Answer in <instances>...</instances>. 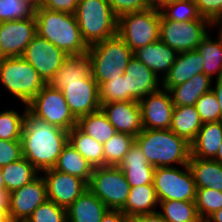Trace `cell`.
Instances as JSON below:
<instances>
[{"instance_id":"cell-24","label":"cell","mask_w":222,"mask_h":222,"mask_svg":"<svg viewBox=\"0 0 222 222\" xmlns=\"http://www.w3.org/2000/svg\"><path fill=\"white\" fill-rule=\"evenodd\" d=\"M222 143V121L206 122L191 143V156L213 160Z\"/></svg>"},{"instance_id":"cell-50","label":"cell","mask_w":222,"mask_h":222,"mask_svg":"<svg viewBox=\"0 0 222 222\" xmlns=\"http://www.w3.org/2000/svg\"><path fill=\"white\" fill-rule=\"evenodd\" d=\"M216 84L214 87L212 86V90L215 93L218 103L220 105V111H221V121H222V77L217 78L215 81Z\"/></svg>"},{"instance_id":"cell-48","label":"cell","mask_w":222,"mask_h":222,"mask_svg":"<svg viewBox=\"0 0 222 222\" xmlns=\"http://www.w3.org/2000/svg\"><path fill=\"white\" fill-rule=\"evenodd\" d=\"M100 222H130V218L121 210H108Z\"/></svg>"},{"instance_id":"cell-49","label":"cell","mask_w":222,"mask_h":222,"mask_svg":"<svg viewBox=\"0 0 222 222\" xmlns=\"http://www.w3.org/2000/svg\"><path fill=\"white\" fill-rule=\"evenodd\" d=\"M130 222H168L166 221L159 212L138 215L130 219Z\"/></svg>"},{"instance_id":"cell-39","label":"cell","mask_w":222,"mask_h":222,"mask_svg":"<svg viewBox=\"0 0 222 222\" xmlns=\"http://www.w3.org/2000/svg\"><path fill=\"white\" fill-rule=\"evenodd\" d=\"M35 10L27 0H0V22L35 17Z\"/></svg>"},{"instance_id":"cell-16","label":"cell","mask_w":222,"mask_h":222,"mask_svg":"<svg viewBox=\"0 0 222 222\" xmlns=\"http://www.w3.org/2000/svg\"><path fill=\"white\" fill-rule=\"evenodd\" d=\"M139 104L143 128L152 130L170 128L174 104L167 89L160 88L148 94L139 101Z\"/></svg>"},{"instance_id":"cell-52","label":"cell","mask_w":222,"mask_h":222,"mask_svg":"<svg viewBox=\"0 0 222 222\" xmlns=\"http://www.w3.org/2000/svg\"><path fill=\"white\" fill-rule=\"evenodd\" d=\"M9 193L7 191H0V208H8Z\"/></svg>"},{"instance_id":"cell-18","label":"cell","mask_w":222,"mask_h":222,"mask_svg":"<svg viewBox=\"0 0 222 222\" xmlns=\"http://www.w3.org/2000/svg\"><path fill=\"white\" fill-rule=\"evenodd\" d=\"M126 101H140L162 87V80L142 62L133 57L124 71Z\"/></svg>"},{"instance_id":"cell-26","label":"cell","mask_w":222,"mask_h":222,"mask_svg":"<svg viewBox=\"0 0 222 222\" xmlns=\"http://www.w3.org/2000/svg\"><path fill=\"white\" fill-rule=\"evenodd\" d=\"M188 166L196 189L211 188L222 192V164L209 159L190 157Z\"/></svg>"},{"instance_id":"cell-7","label":"cell","mask_w":222,"mask_h":222,"mask_svg":"<svg viewBox=\"0 0 222 222\" xmlns=\"http://www.w3.org/2000/svg\"><path fill=\"white\" fill-rule=\"evenodd\" d=\"M160 21V9L152 5L148 9L118 17L117 34L135 52L160 40Z\"/></svg>"},{"instance_id":"cell-42","label":"cell","mask_w":222,"mask_h":222,"mask_svg":"<svg viewBox=\"0 0 222 222\" xmlns=\"http://www.w3.org/2000/svg\"><path fill=\"white\" fill-rule=\"evenodd\" d=\"M100 104L126 101V79L116 77L98 86Z\"/></svg>"},{"instance_id":"cell-11","label":"cell","mask_w":222,"mask_h":222,"mask_svg":"<svg viewBox=\"0 0 222 222\" xmlns=\"http://www.w3.org/2000/svg\"><path fill=\"white\" fill-rule=\"evenodd\" d=\"M214 26L209 20L176 22L167 20L161 14L160 40L178 53L194 50L208 35L207 28Z\"/></svg>"},{"instance_id":"cell-10","label":"cell","mask_w":222,"mask_h":222,"mask_svg":"<svg viewBox=\"0 0 222 222\" xmlns=\"http://www.w3.org/2000/svg\"><path fill=\"white\" fill-rule=\"evenodd\" d=\"M27 109L46 123L70 131L77 124L61 90L46 84L27 104Z\"/></svg>"},{"instance_id":"cell-13","label":"cell","mask_w":222,"mask_h":222,"mask_svg":"<svg viewBox=\"0 0 222 222\" xmlns=\"http://www.w3.org/2000/svg\"><path fill=\"white\" fill-rule=\"evenodd\" d=\"M46 200V183L39 174L31 182L9 193L8 211L11 222H25Z\"/></svg>"},{"instance_id":"cell-9","label":"cell","mask_w":222,"mask_h":222,"mask_svg":"<svg viewBox=\"0 0 222 222\" xmlns=\"http://www.w3.org/2000/svg\"><path fill=\"white\" fill-rule=\"evenodd\" d=\"M153 185L158 201H192L196 199V186L188 165L155 168Z\"/></svg>"},{"instance_id":"cell-45","label":"cell","mask_w":222,"mask_h":222,"mask_svg":"<svg viewBox=\"0 0 222 222\" xmlns=\"http://www.w3.org/2000/svg\"><path fill=\"white\" fill-rule=\"evenodd\" d=\"M117 17L123 14L138 12L152 6L149 0H107Z\"/></svg>"},{"instance_id":"cell-56","label":"cell","mask_w":222,"mask_h":222,"mask_svg":"<svg viewBox=\"0 0 222 222\" xmlns=\"http://www.w3.org/2000/svg\"><path fill=\"white\" fill-rule=\"evenodd\" d=\"M178 0H157V8H161L164 4Z\"/></svg>"},{"instance_id":"cell-12","label":"cell","mask_w":222,"mask_h":222,"mask_svg":"<svg viewBox=\"0 0 222 222\" xmlns=\"http://www.w3.org/2000/svg\"><path fill=\"white\" fill-rule=\"evenodd\" d=\"M22 57L33 66L43 81L48 84L68 55L36 34L28 44Z\"/></svg>"},{"instance_id":"cell-25","label":"cell","mask_w":222,"mask_h":222,"mask_svg":"<svg viewBox=\"0 0 222 222\" xmlns=\"http://www.w3.org/2000/svg\"><path fill=\"white\" fill-rule=\"evenodd\" d=\"M212 79L200 73L189 81L172 87L169 93L174 106H193L206 92L212 89Z\"/></svg>"},{"instance_id":"cell-22","label":"cell","mask_w":222,"mask_h":222,"mask_svg":"<svg viewBox=\"0 0 222 222\" xmlns=\"http://www.w3.org/2000/svg\"><path fill=\"white\" fill-rule=\"evenodd\" d=\"M133 53L138 61L146 65L161 80L168 74L178 55L176 50L170 48L161 40L141 47Z\"/></svg>"},{"instance_id":"cell-33","label":"cell","mask_w":222,"mask_h":222,"mask_svg":"<svg viewBox=\"0 0 222 222\" xmlns=\"http://www.w3.org/2000/svg\"><path fill=\"white\" fill-rule=\"evenodd\" d=\"M76 126L101 144L117 133L102 109L78 118Z\"/></svg>"},{"instance_id":"cell-38","label":"cell","mask_w":222,"mask_h":222,"mask_svg":"<svg viewBox=\"0 0 222 222\" xmlns=\"http://www.w3.org/2000/svg\"><path fill=\"white\" fill-rule=\"evenodd\" d=\"M25 109H27V105H25L23 114L12 109L0 112V139L21 140Z\"/></svg>"},{"instance_id":"cell-3","label":"cell","mask_w":222,"mask_h":222,"mask_svg":"<svg viewBox=\"0 0 222 222\" xmlns=\"http://www.w3.org/2000/svg\"><path fill=\"white\" fill-rule=\"evenodd\" d=\"M149 164L155 168L171 167L174 164L188 165L191 144L170 129H145L135 137Z\"/></svg>"},{"instance_id":"cell-19","label":"cell","mask_w":222,"mask_h":222,"mask_svg":"<svg viewBox=\"0 0 222 222\" xmlns=\"http://www.w3.org/2000/svg\"><path fill=\"white\" fill-rule=\"evenodd\" d=\"M101 109L117 132L136 137L143 130L139 101L101 104Z\"/></svg>"},{"instance_id":"cell-57","label":"cell","mask_w":222,"mask_h":222,"mask_svg":"<svg viewBox=\"0 0 222 222\" xmlns=\"http://www.w3.org/2000/svg\"><path fill=\"white\" fill-rule=\"evenodd\" d=\"M30 2L34 7L38 8L42 6V1L43 0H27Z\"/></svg>"},{"instance_id":"cell-17","label":"cell","mask_w":222,"mask_h":222,"mask_svg":"<svg viewBox=\"0 0 222 222\" xmlns=\"http://www.w3.org/2000/svg\"><path fill=\"white\" fill-rule=\"evenodd\" d=\"M42 172L46 183L47 200L66 209L88 188L82 179L53 168Z\"/></svg>"},{"instance_id":"cell-35","label":"cell","mask_w":222,"mask_h":222,"mask_svg":"<svg viewBox=\"0 0 222 222\" xmlns=\"http://www.w3.org/2000/svg\"><path fill=\"white\" fill-rule=\"evenodd\" d=\"M159 214L168 222H203L197 212L196 204L192 201H160Z\"/></svg>"},{"instance_id":"cell-47","label":"cell","mask_w":222,"mask_h":222,"mask_svg":"<svg viewBox=\"0 0 222 222\" xmlns=\"http://www.w3.org/2000/svg\"><path fill=\"white\" fill-rule=\"evenodd\" d=\"M80 0H43L42 8L50 11H59L75 14Z\"/></svg>"},{"instance_id":"cell-30","label":"cell","mask_w":222,"mask_h":222,"mask_svg":"<svg viewBox=\"0 0 222 222\" xmlns=\"http://www.w3.org/2000/svg\"><path fill=\"white\" fill-rule=\"evenodd\" d=\"M53 169L78 177L87 185L93 172L90 163L69 143L62 148Z\"/></svg>"},{"instance_id":"cell-36","label":"cell","mask_w":222,"mask_h":222,"mask_svg":"<svg viewBox=\"0 0 222 222\" xmlns=\"http://www.w3.org/2000/svg\"><path fill=\"white\" fill-rule=\"evenodd\" d=\"M134 143V136L117 132L103 144L104 166L118 167L124 155L130 150Z\"/></svg>"},{"instance_id":"cell-29","label":"cell","mask_w":222,"mask_h":222,"mask_svg":"<svg viewBox=\"0 0 222 222\" xmlns=\"http://www.w3.org/2000/svg\"><path fill=\"white\" fill-rule=\"evenodd\" d=\"M200 115L193 106H174L170 130L192 143L202 127Z\"/></svg>"},{"instance_id":"cell-55","label":"cell","mask_w":222,"mask_h":222,"mask_svg":"<svg viewBox=\"0 0 222 222\" xmlns=\"http://www.w3.org/2000/svg\"><path fill=\"white\" fill-rule=\"evenodd\" d=\"M0 191H6L5 189V183H4V178L2 175V167L0 166Z\"/></svg>"},{"instance_id":"cell-58","label":"cell","mask_w":222,"mask_h":222,"mask_svg":"<svg viewBox=\"0 0 222 222\" xmlns=\"http://www.w3.org/2000/svg\"><path fill=\"white\" fill-rule=\"evenodd\" d=\"M219 27V33L222 35V20L218 21L216 24H215V27Z\"/></svg>"},{"instance_id":"cell-20","label":"cell","mask_w":222,"mask_h":222,"mask_svg":"<svg viewBox=\"0 0 222 222\" xmlns=\"http://www.w3.org/2000/svg\"><path fill=\"white\" fill-rule=\"evenodd\" d=\"M204 73V61L197 49L179 52L168 74L162 79V88L168 91Z\"/></svg>"},{"instance_id":"cell-46","label":"cell","mask_w":222,"mask_h":222,"mask_svg":"<svg viewBox=\"0 0 222 222\" xmlns=\"http://www.w3.org/2000/svg\"><path fill=\"white\" fill-rule=\"evenodd\" d=\"M195 3L200 15L214 25L222 20V0H195Z\"/></svg>"},{"instance_id":"cell-44","label":"cell","mask_w":222,"mask_h":222,"mask_svg":"<svg viewBox=\"0 0 222 222\" xmlns=\"http://www.w3.org/2000/svg\"><path fill=\"white\" fill-rule=\"evenodd\" d=\"M21 140L0 139V166H6L22 158Z\"/></svg>"},{"instance_id":"cell-23","label":"cell","mask_w":222,"mask_h":222,"mask_svg":"<svg viewBox=\"0 0 222 222\" xmlns=\"http://www.w3.org/2000/svg\"><path fill=\"white\" fill-rule=\"evenodd\" d=\"M66 210L67 222H100L109 209L87 188Z\"/></svg>"},{"instance_id":"cell-27","label":"cell","mask_w":222,"mask_h":222,"mask_svg":"<svg viewBox=\"0 0 222 222\" xmlns=\"http://www.w3.org/2000/svg\"><path fill=\"white\" fill-rule=\"evenodd\" d=\"M158 204L154 185L145 184L130 187V193L121 211L131 219L138 215L157 212Z\"/></svg>"},{"instance_id":"cell-15","label":"cell","mask_w":222,"mask_h":222,"mask_svg":"<svg viewBox=\"0 0 222 222\" xmlns=\"http://www.w3.org/2000/svg\"><path fill=\"white\" fill-rule=\"evenodd\" d=\"M36 34L35 17L0 22V58L22 56Z\"/></svg>"},{"instance_id":"cell-6","label":"cell","mask_w":222,"mask_h":222,"mask_svg":"<svg viewBox=\"0 0 222 222\" xmlns=\"http://www.w3.org/2000/svg\"><path fill=\"white\" fill-rule=\"evenodd\" d=\"M0 82L11 96L27 105L46 85L22 56L0 58Z\"/></svg>"},{"instance_id":"cell-31","label":"cell","mask_w":222,"mask_h":222,"mask_svg":"<svg viewBox=\"0 0 222 222\" xmlns=\"http://www.w3.org/2000/svg\"><path fill=\"white\" fill-rule=\"evenodd\" d=\"M68 143L74 147L89 163L95 167L104 166L103 144L74 126L68 131Z\"/></svg>"},{"instance_id":"cell-40","label":"cell","mask_w":222,"mask_h":222,"mask_svg":"<svg viewBox=\"0 0 222 222\" xmlns=\"http://www.w3.org/2000/svg\"><path fill=\"white\" fill-rule=\"evenodd\" d=\"M195 204L200 219L204 222L222 208V192L211 188L196 189Z\"/></svg>"},{"instance_id":"cell-37","label":"cell","mask_w":222,"mask_h":222,"mask_svg":"<svg viewBox=\"0 0 222 222\" xmlns=\"http://www.w3.org/2000/svg\"><path fill=\"white\" fill-rule=\"evenodd\" d=\"M160 12L167 20L176 22L208 20L200 15L195 0L169 2L160 8Z\"/></svg>"},{"instance_id":"cell-1","label":"cell","mask_w":222,"mask_h":222,"mask_svg":"<svg viewBox=\"0 0 222 222\" xmlns=\"http://www.w3.org/2000/svg\"><path fill=\"white\" fill-rule=\"evenodd\" d=\"M21 142L22 156L42 173L54 168L62 148L68 143V131L46 123L25 109Z\"/></svg>"},{"instance_id":"cell-51","label":"cell","mask_w":222,"mask_h":222,"mask_svg":"<svg viewBox=\"0 0 222 222\" xmlns=\"http://www.w3.org/2000/svg\"><path fill=\"white\" fill-rule=\"evenodd\" d=\"M204 222H222V208L210 215Z\"/></svg>"},{"instance_id":"cell-5","label":"cell","mask_w":222,"mask_h":222,"mask_svg":"<svg viewBox=\"0 0 222 222\" xmlns=\"http://www.w3.org/2000/svg\"><path fill=\"white\" fill-rule=\"evenodd\" d=\"M75 16L88 46L117 34L118 17L107 0H80Z\"/></svg>"},{"instance_id":"cell-54","label":"cell","mask_w":222,"mask_h":222,"mask_svg":"<svg viewBox=\"0 0 222 222\" xmlns=\"http://www.w3.org/2000/svg\"><path fill=\"white\" fill-rule=\"evenodd\" d=\"M213 160L222 164V143H221L220 148L216 154V157Z\"/></svg>"},{"instance_id":"cell-28","label":"cell","mask_w":222,"mask_h":222,"mask_svg":"<svg viewBox=\"0 0 222 222\" xmlns=\"http://www.w3.org/2000/svg\"><path fill=\"white\" fill-rule=\"evenodd\" d=\"M91 75V63L87 53L68 56L60 69L49 81L52 88L57 89L62 83L81 82Z\"/></svg>"},{"instance_id":"cell-21","label":"cell","mask_w":222,"mask_h":222,"mask_svg":"<svg viewBox=\"0 0 222 222\" xmlns=\"http://www.w3.org/2000/svg\"><path fill=\"white\" fill-rule=\"evenodd\" d=\"M118 167L123 171L130 187L153 184L155 167L149 164L136 142L124 155Z\"/></svg>"},{"instance_id":"cell-14","label":"cell","mask_w":222,"mask_h":222,"mask_svg":"<svg viewBox=\"0 0 222 222\" xmlns=\"http://www.w3.org/2000/svg\"><path fill=\"white\" fill-rule=\"evenodd\" d=\"M57 89L63 92L76 119L101 109L98 83L92 75L81 79V82L62 83Z\"/></svg>"},{"instance_id":"cell-34","label":"cell","mask_w":222,"mask_h":222,"mask_svg":"<svg viewBox=\"0 0 222 222\" xmlns=\"http://www.w3.org/2000/svg\"><path fill=\"white\" fill-rule=\"evenodd\" d=\"M217 34L215 40L208 33L197 47L204 61V74L211 79L215 74L216 79L222 77V35L219 32Z\"/></svg>"},{"instance_id":"cell-41","label":"cell","mask_w":222,"mask_h":222,"mask_svg":"<svg viewBox=\"0 0 222 222\" xmlns=\"http://www.w3.org/2000/svg\"><path fill=\"white\" fill-rule=\"evenodd\" d=\"M25 222H67V210L55 202L46 200Z\"/></svg>"},{"instance_id":"cell-43","label":"cell","mask_w":222,"mask_h":222,"mask_svg":"<svg viewBox=\"0 0 222 222\" xmlns=\"http://www.w3.org/2000/svg\"><path fill=\"white\" fill-rule=\"evenodd\" d=\"M195 108L203 123L221 121L220 105L212 89L200 97Z\"/></svg>"},{"instance_id":"cell-32","label":"cell","mask_w":222,"mask_h":222,"mask_svg":"<svg viewBox=\"0 0 222 222\" xmlns=\"http://www.w3.org/2000/svg\"><path fill=\"white\" fill-rule=\"evenodd\" d=\"M5 189L11 193L39 175V171L24 157L2 167Z\"/></svg>"},{"instance_id":"cell-53","label":"cell","mask_w":222,"mask_h":222,"mask_svg":"<svg viewBox=\"0 0 222 222\" xmlns=\"http://www.w3.org/2000/svg\"><path fill=\"white\" fill-rule=\"evenodd\" d=\"M0 222H11L8 208H0Z\"/></svg>"},{"instance_id":"cell-2","label":"cell","mask_w":222,"mask_h":222,"mask_svg":"<svg viewBox=\"0 0 222 222\" xmlns=\"http://www.w3.org/2000/svg\"><path fill=\"white\" fill-rule=\"evenodd\" d=\"M35 20L37 34L68 56L88 52L89 46L82 38L75 14L38 7L35 10Z\"/></svg>"},{"instance_id":"cell-4","label":"cell","mask_w":222,"mask_h":222,"mask_svg":"<svg viewBox=\"0 0 222 222\" xmlns=\"http://www.w3.org/2000/svg\"><path fill=\"white\" fill-rule=\"evenodd\" d=\"M91 63V75L98 83L108 82L124 75L133 51L118 35L92 44L87 52Z\"/></svg>"},{"instance_id":"cell-8","label":"cell","mask_w":222,"mask_h":222,"mask_svg":"<svg viewBox=\"0 0 222 222\" xmlns=\"http://www.w3.org/2000/svg\"><path fill=\"white\" fill-rule=\"evenodd\" d=\"M88 189L109 210H122L130 193V184L119 167L102 166L93 168Z\"/></svg>"},{"instance_id":"cell-59","label":"cell","mask_w":222,"mask_h":222,"mask_svg":"<svg viewBox=\"0 0 222 222\" xmlns=\"http://www.w3.org/2000/svg\"><path fill=\"white\" fill-rule=\"evenodd\" d=\"M151 4L155 7H157V0H149Z\"/></svg>"}]
</instances>
